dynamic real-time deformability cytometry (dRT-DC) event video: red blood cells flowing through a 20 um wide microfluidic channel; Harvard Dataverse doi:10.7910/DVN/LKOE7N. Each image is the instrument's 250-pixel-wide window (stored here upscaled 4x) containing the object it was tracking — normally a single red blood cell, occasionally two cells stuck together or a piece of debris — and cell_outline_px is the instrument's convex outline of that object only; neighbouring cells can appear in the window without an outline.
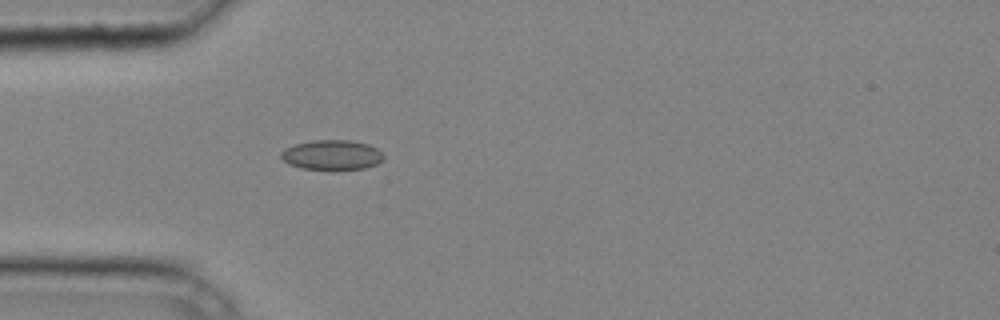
{"species": "common noctule bat (a hibernating species)", "species_latin": "Nyctalus noctula", "temperature_condition": "cold", "stored_images_in_passage": 30, "camera_frame_rate_fps": 3000, "um_per_image_px": 0.085, "animal": {"sex": "male", "body_mass_g": 20.4}, "frame": {"image": 1, "passage_image": 1, "time_ms": 0.0, "image_size_px": [1000, 320], "cell_outline_px": [[384, 156], [376, 164], [364, 168], [304, 168], [288, 164], [280, 156], [280, 152], [284, 148], [296, 144], [312, 140], [348, 140], [368, 144], [376, 148]], "centroid_in_image_um": [28.17, 13.14], "position_along_channel_um": 56.8, "area_um2": 17.34}}
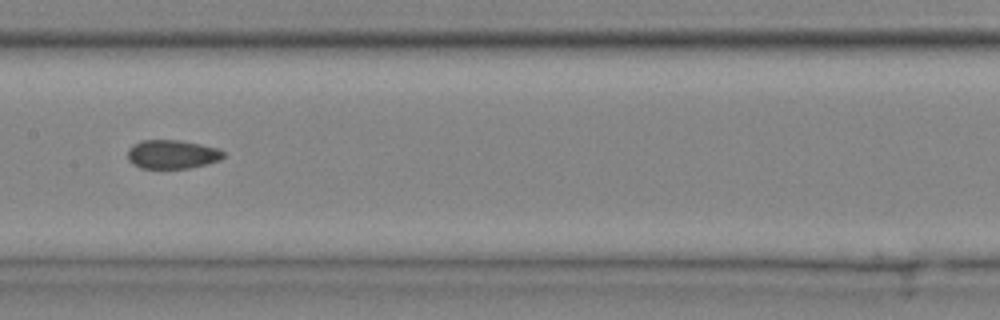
{"frame": {"image": 2, "passage_image": 10, "time_ms": 3.0, "image_size_px": [1000, 320], "cell_outline_px": [[224, 156], [220, 160], [188, 168], [140, 168], [132, 164], [128, 160], [128, 148], [140, 140], [180, 140], [220, 148], [224, 152]], "centroid_in_image_um": [14.62, 13.11], "position_along_channel_um": 192.8, "area_um2": 16.13}}
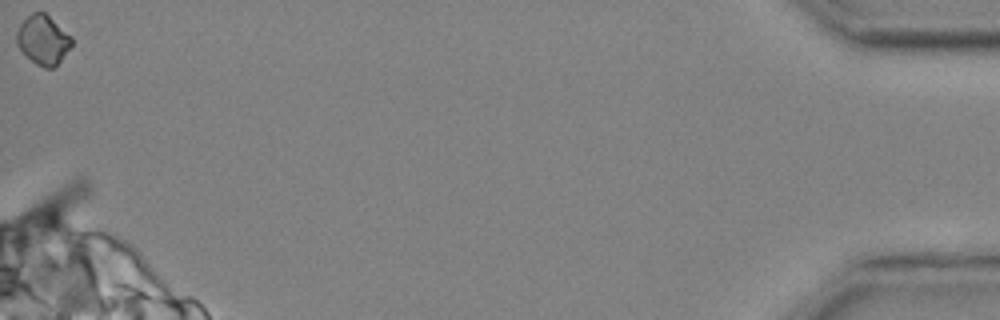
{"frame": {"image": 3, "passage_image": 30, "time_ms": 9.667, "image_size_px": [1000, 320], "cell_outline_px": [[72, 44], [60, 60], [52, 68], [44, 68], [36, 64], [16, 44], [16, 32], [20, 24], [32, 12], [44, 12], [72, 36]], "centroid_in_image_um": [3.65, 3.37], "position_along_channel_um": 431.5, "area_um2": 15.49}}